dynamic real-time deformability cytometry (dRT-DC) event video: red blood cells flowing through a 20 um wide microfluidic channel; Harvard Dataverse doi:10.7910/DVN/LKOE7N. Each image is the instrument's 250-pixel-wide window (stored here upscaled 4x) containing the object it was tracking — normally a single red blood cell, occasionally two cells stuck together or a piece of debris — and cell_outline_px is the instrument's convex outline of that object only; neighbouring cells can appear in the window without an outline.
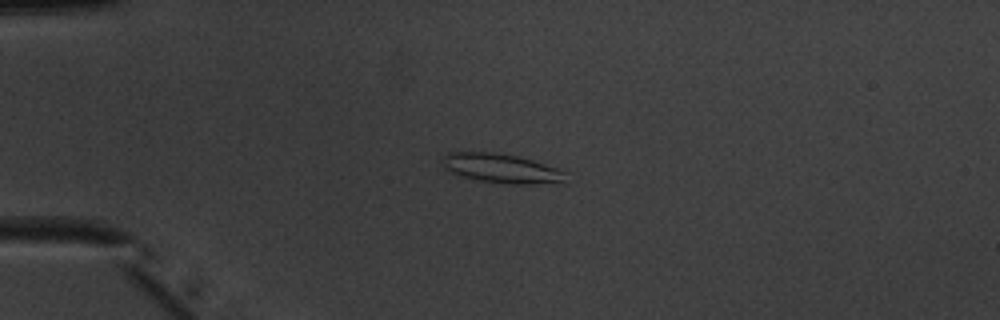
{"species": "common noctule bat (a hibernating species)", "species_latin": "Nyctalus noctula", "temperature_condition": "warm", "stored_images_in_passage": 52, "camera_frame_rate_fps": 3000, "um_per_image_px": 0.085, "animal": {"sex": "male", "body_mass_g": 20.1, "forearm_length_mm": 53.5}, "frame": {"image": 1, "passage_image": 14, "time_ms": 4.333, "image_size_px": [1000, 320], "cell_outline_px": [[568, 184], [508, 184], [480, 180], [464, 176], [452, 172], [444, 168], [444, 156], [448, 152], [488, 152], [516, 156], [532, 160], [556, 168], [564, 172]], "centroid_in_image_um": [42.71, 14.34], "position_along_channel_um": 42.3, "area_um2": 20.87}}
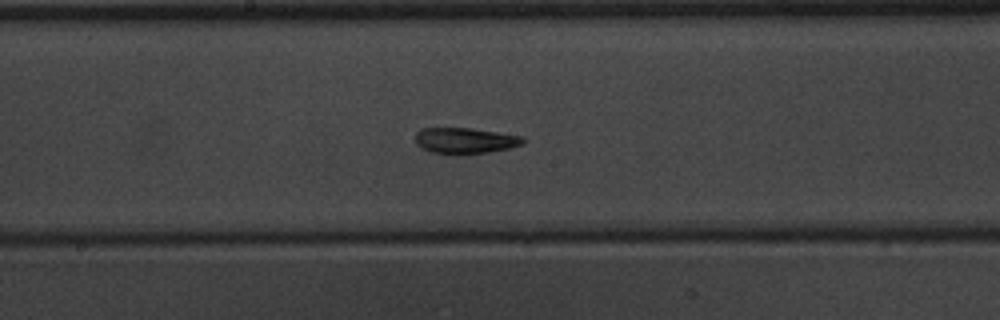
{"frame": {"image": 2, "passage_image": 29, "time_ms": 9.333, "image_size_px": [1000, 320], "cell_outline_px": [[528, 140], [524, 144], [508, 148], [488, 152], [460, 156], [452, 156], [432, 152], [420, 148], [416, 144], [416, 132], [420, 128], [472, 128], [524, 136]], "centroid_in_image_um": [39.54, 11.97], "position_along_channel_um": 208.7, "area_um2": 16.88}}
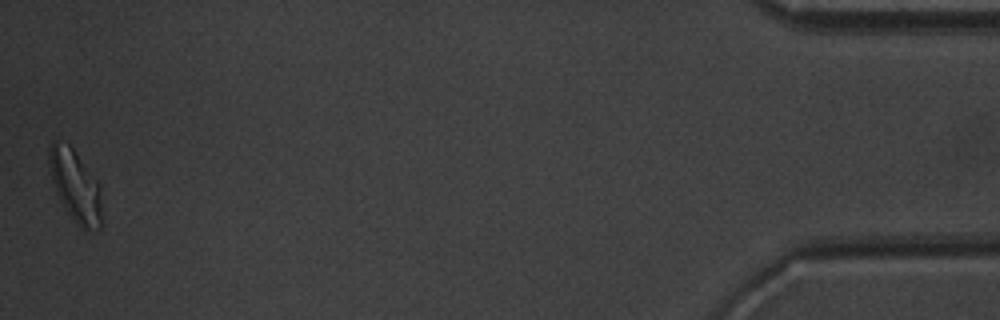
{"frame": {"image": 3, "passage_image": 52, "time_ms": 17.0, "image_size_px": [1000, 320], "cell_outline_px": [[104, 224], [100, 228], [84, 232], [76, 224], [64, 208], [56, 192], [52, 180], [48, 164], [48, 148], [52, 140], [68, 144], [72, 148], [100, 184]], "centroid_in_image_um": [6.44, 15.87], "position_along_channel_um": 428.8, "area_um2": 22.66}, "authors_computed_cell_mechanics": {"area_um2": 17.5134, "velocity_mm_per_s": 3.9674, "shape_relaxation_time_tau1_ms": null, "shape_relaxation_time_tau2_ms": 3.679, "deformation_change_tau1": null, "deformation_change_tau2": 0.1236}}